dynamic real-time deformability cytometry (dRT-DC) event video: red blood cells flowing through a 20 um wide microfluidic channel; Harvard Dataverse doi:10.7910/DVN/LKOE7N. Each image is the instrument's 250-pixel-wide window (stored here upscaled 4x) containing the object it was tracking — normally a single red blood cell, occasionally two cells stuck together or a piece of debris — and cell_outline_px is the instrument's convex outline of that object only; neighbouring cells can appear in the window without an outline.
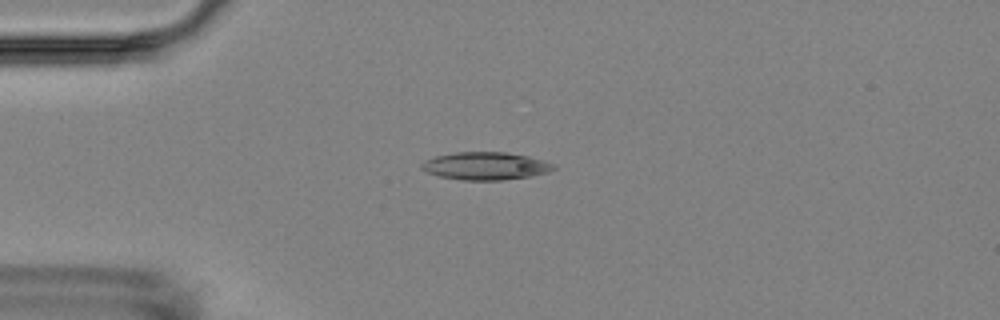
{"species": "Egyptian fruit bat (a non-hibernating species)", "species_latin": "Rousettus aegyptiacus", "temperature_condition": "room temperature", "stored_images_in_passage": 9, "camera_frame_rate_fps": 3000, "um_per_image_px": 0.085, "animal": {"sex": "female"}, "frame": {"image": 1, "passage_image": 4, "time_ms": 3.333, "image_size_px": [1000, 320], "cell_outline_px": [[556, 168], [548, 172], [532, 176], [500, 180], [460, 180], [440, 176], [428, 172], [420, 168], [420, 164], [424, 160], [436, 156], [456, 152], [504, 152], [528, 156], [552, 164]], "centroid_in_image_um": [41.23, 14.11], "position_along_channel_um": 43.8, "area_um2": 21.15}}
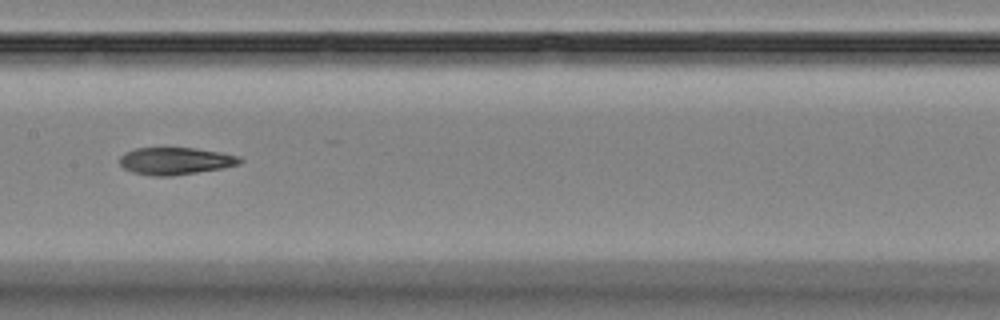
{"frame": {"image": 2, "passage_image": 8, "time_ms": 8.0, "image_size_px": [1000, 320], "cell_outline_px": [[244, 160], [240, 164], [224, 168], [172, 176], [152, 176], [132, 172], [124, 168], [120, 164], [120, 156], [124, 152], [136, 148], [196, 148], [220, 152], [240, 156]], "centroid_in_image_um": [14.93, 13.68], "position_along_channel_um": 192.5, "area_um2": 19.25}}
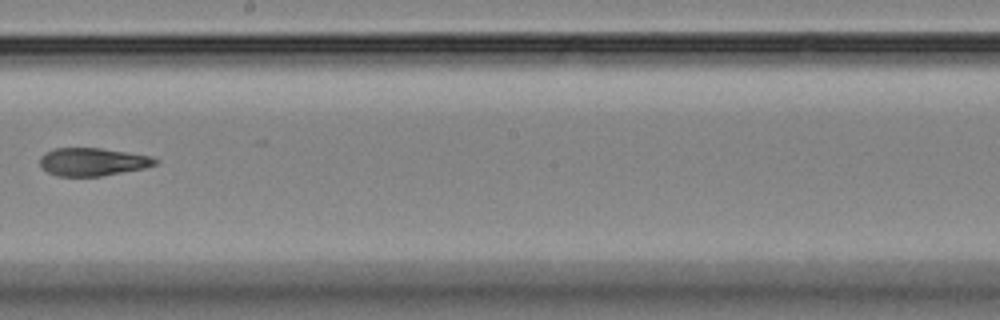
{"frame": {"image": 3, "passage_image": 9, "time_ms": 9.333, "image_size_px": [1000, 320], "cell_outline_px": [[160, 160], [156, 164], [144, 168], [100, 176], [56, 176], [48, 172], [40, 164], [40, 156], [44, 152], [52, 148], [100, 148], [152, 156]], "centroid_in_image_um": [7.86, 13.75], "position_along_channel_um": 240.3, "area_um2": 18.79}}